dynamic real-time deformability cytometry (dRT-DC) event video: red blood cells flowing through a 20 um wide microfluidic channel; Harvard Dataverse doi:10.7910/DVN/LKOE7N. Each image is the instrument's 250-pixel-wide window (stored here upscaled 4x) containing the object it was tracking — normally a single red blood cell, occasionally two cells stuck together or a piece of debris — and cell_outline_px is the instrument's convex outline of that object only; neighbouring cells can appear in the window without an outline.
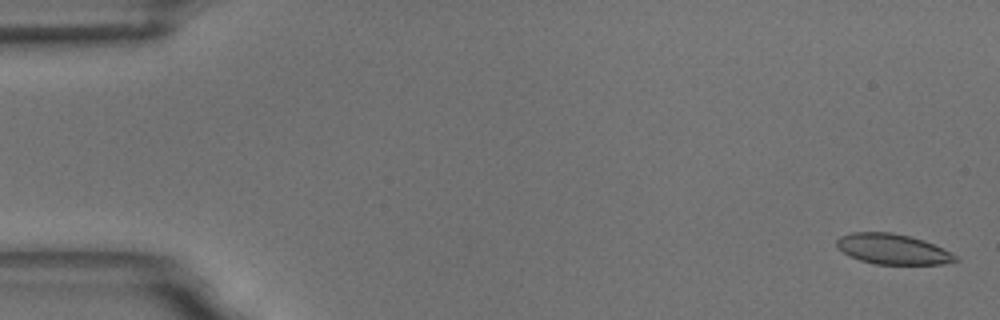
{"species": "common noctule bat (a hibernating species)", "species_latin": "Nyctalus noctula", "temperature_condition": "room temperature", "stored_images_in_passage": 57, "camera_frame_rate_fps": 3000, "um_per_image_px": 0.085, "animal": {"sex": "male", "body_mass_g": 18.8}, "frame": {"image": 1, "passage_image": 2, "time_ms": 0.333, "image_size_px": [1000, 320], "cell_outline_px": [[960, 260], [940, 264], [876, 264], [860, 260], [848, 256], [836, 244], [836, 240], [840, 236], [852, 232], [892, 232], [924, 240], [956, 256]], "centroid_in_image_um": [75.83, 21.17], "position_along_channel_um": 9.2, "area_um2": 20.69}}
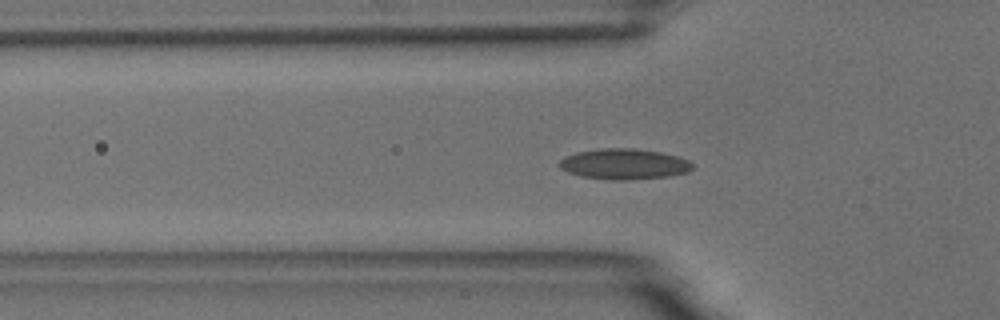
{"frame": {"image": 2, "passage_image": 19, "time_ms": 6.0, "image_size_px": [1000, 320], "cell_outline_px": [[692, 168], [688, 172], [668, 176], [624, 180], [616, 180], [580, 176], [568, 172], [560, 168], [556, 164], [564, 156], [576, 152], [600, 148], [632, 148], [660, 152], [676, 156], [688, 160], [692, 164]], "centroid_in_image_um": [52.99, 13.94], "position_along_channel_um": 72.8, "area_um2": 23.7}}
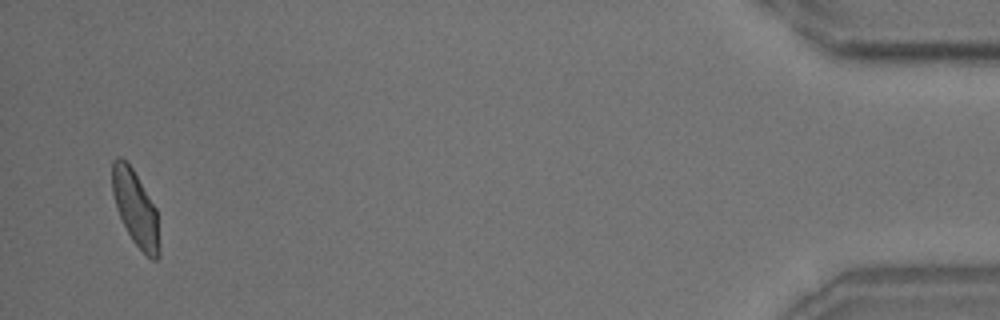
{"frame": {"image": 3, "passage_image": 55, "time_ms": 18.0, "image_size_px": [1000, 320], "cell_outline_px": [[160, 256], [156, 260], [152, 260], [132, 240], [120, 216], [112, 192], [112, 160], [116, 156], [120, 156], [132, 168], [156, 208], [160, 248]], "centroid_in_image_um": [11.52, 17.7], "position_along_channel_um": 423.7, "area_um2": 20.35}, "authors_computed_cell_mechanics": {"area_um2": 21.5016, "velocity_mm_per_s": 3.609, "shape_relaxation_time_tau1_ms": 6.5564, "shape_relaxation_time_tau2_ms": 1.2367, "deformation_change_tau1": 0.1481, "deformation_change_tau2": 0.0667}}